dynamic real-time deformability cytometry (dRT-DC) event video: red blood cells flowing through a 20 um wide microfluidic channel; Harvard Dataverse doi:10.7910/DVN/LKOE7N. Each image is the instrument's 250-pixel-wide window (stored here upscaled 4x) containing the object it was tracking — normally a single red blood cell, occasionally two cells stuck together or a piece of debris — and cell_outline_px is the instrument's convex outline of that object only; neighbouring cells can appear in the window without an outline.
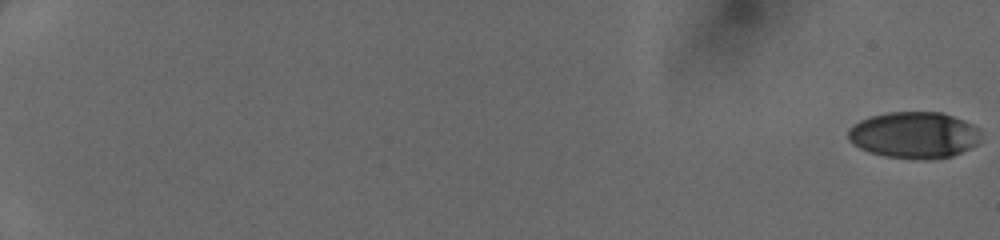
{"species": "human", "species_latin": "Homo sapiens", "temperature_condition": "cold", "stored_images_in_passage": 51, "camera_frame_rate_fps": 3000, "um_per_image_px": 0.085, "donor": {"sex": "female"}, "frame": {"image": 1, "passage_image": 1, "time_ms": 0.0, "image_size_px": [1000, 240], "cell_outline_px": [[984, 140], [980, 144], [952, 156], [928, 160], [916, 160], [884, 156], [868, 152], [852, 144], [848, 140], [848, 128], [860, 120], [872, 116], [888, 112], [940, 112], [964, 120], [980, 128]], "centroid_in_image_um": [77.75, 11.49], "position_along_channel_um": 7.3, "area_um2": 36.7}}
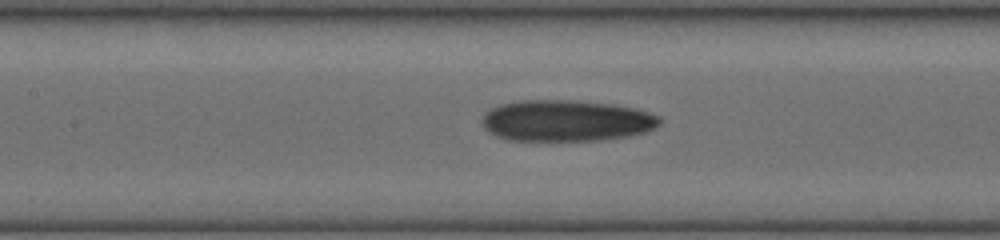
{"frame": {"image": 2, "passage_image": 28, "time_ms": 9.0, "image_size_px": [1000, 240], "cell_outline_px": [[660, 124], [656, 128], [644, 132], [628, 136], [600, 140], [508, 140], [496, 136], [488, 132], [484, 128], [480, 120], [484, 112], [500, 104], [520, 100], [572, 100], [612, 104], [636, 108], [660, 116]], "centroid_in_image_um": [48.11, 10.25], "position_along_channel_um": 159.3, "area_um2": 43.0}}
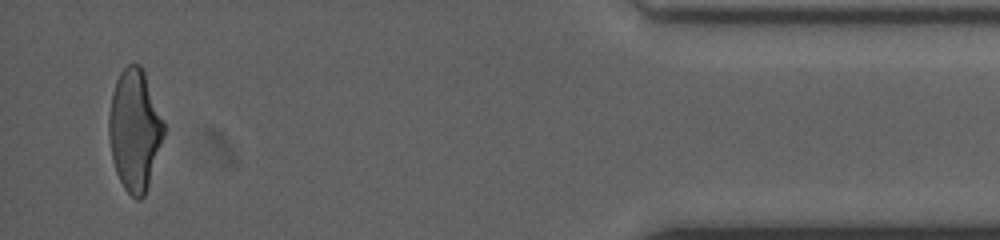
{"frame": {"image": 3, "passage_image": 50, "time_ms": 16.333, "image_size_px": [1000, 240], "cell_outline_px": [[164, 136], [144, 196], [140, 200], [136, 200], [124, 188], [116, 172], [112, 160], [108, 132], [108, 116], [112, 92], [116, 80], [120, 72], [128, 64], [140, 64], [144, 72], [164, 124]], "centroid_in_image_um": [11.42, 11.05], "position_along_channel_um": 423.8, "area_um2": 38.44}}